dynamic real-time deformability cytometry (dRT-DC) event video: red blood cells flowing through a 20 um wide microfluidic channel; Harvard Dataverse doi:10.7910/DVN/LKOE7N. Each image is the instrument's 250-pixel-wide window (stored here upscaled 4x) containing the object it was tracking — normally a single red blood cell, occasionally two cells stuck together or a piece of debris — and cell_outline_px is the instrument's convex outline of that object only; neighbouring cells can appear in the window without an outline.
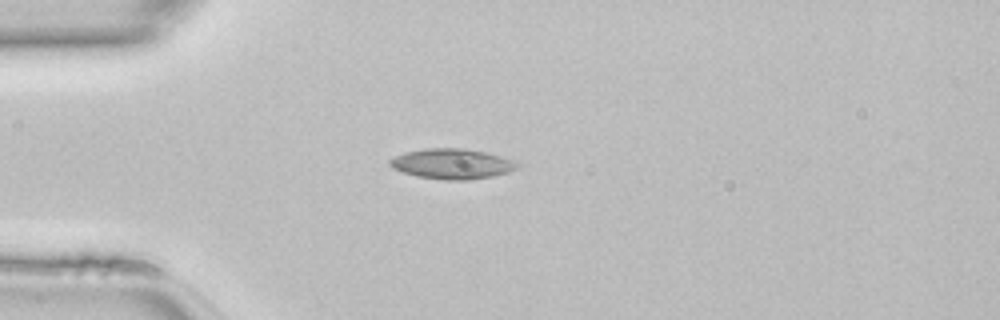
{"species": "common noctule bat (a hibernating species)", "species_latin": "Nyctalus noctula", "temperature_condition": "room temperature", "stored_images_in_passage": 36, "camera_frame_rate_fps": 3000, "um_per_image_px": 0.085, "animal": {"sex": "female", "body_mass_g": 22.7, "forearm_length_mm": 54.2}, "frame": {"image": 1, "passage_image": 1, "time_ms": 0.0, "image_size_px": [1000, 320], "cell_outline_px": [[520, 164], [516, 168], [508, 172], [492, 176], [468, 180], [444, 180], [416, 176], [392, 168], [388, 164], [388, 160], [404, 152], [428, 148], [464, 148], [484, 152], [500, 156], [512, 160]], "centroid_in_image_um": [38.39, 13.93], "position_along_channel_um": 46.6, "area_um2": 22.37}}
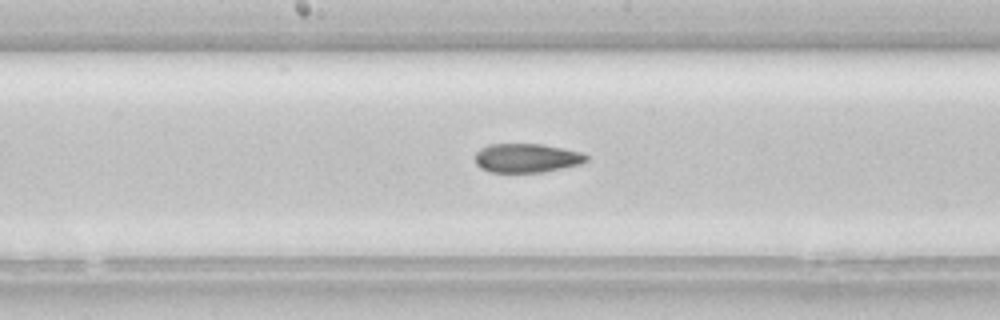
{"frame": {"image": 2, "passage_image": 13, "time_ms": 4.0, "image_size_px": [1000, 320], "cell_outline_px": [[588, 160], [580, 164], [544, 172], [492, 172], [480, 168], [476, 164], [476, 152], [480, 148], [488, 144], [544, 144], [564, 148], [580, 152], [588, 156]], "centroid_in_image_um": [44.77, 13.42], "position_along_channel_um": 203.4, "area_um2": 18.84}}
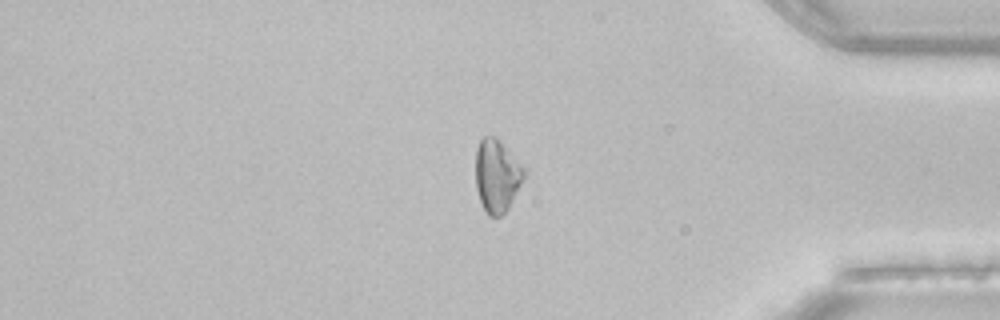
{"frame": {"image": 3, "passage_image": 28, "time_ms": 9.0, "image_size_px": [1000, 320], "cell_outline_px": [[528, 172], [508, 208], [500, 216], [488, 216], [480, 200], [476, 188], [476, 148], [480, 140], [484, 136], [496, 136], [528, 168]], "centroid_in_image_um": [42.28, 14.89], "position_along_channel_um": 392.9, "area_um2": 20.98}}